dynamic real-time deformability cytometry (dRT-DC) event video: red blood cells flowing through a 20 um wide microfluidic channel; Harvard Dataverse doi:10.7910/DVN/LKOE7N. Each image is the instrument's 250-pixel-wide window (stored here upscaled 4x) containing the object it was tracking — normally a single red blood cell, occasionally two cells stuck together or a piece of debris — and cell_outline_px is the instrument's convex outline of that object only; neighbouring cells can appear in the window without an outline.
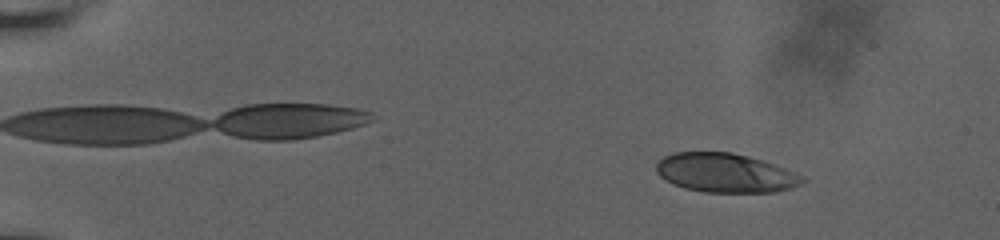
{"species": "human", "species_latin": "Homo sapiens", "temperature_condition": "room temperature", "stored_images_in_passage": 30, "camera_frame_rate_fps": 3000, "um_per_image_px": 0.085, "donor": {"sex": "male"}, "frame": {"image": 1, "passage_image": 7, "time_ms": 2.667, "image_size_px": [1000, 240], "cell_outline_px": [[804, 180], [800, 184], [788, 188], [772, 192], [704, 192], [684, 188], [672, 184], [660, 176], [656, 172], [656, 164], [664, 156], [672, 152], [732, 152], [764, 160], [804, 176]], "centroid_in_image_um": [61.62, 14.69], "position_along_channel_um": 23.4, "area_um2": 33.23}}
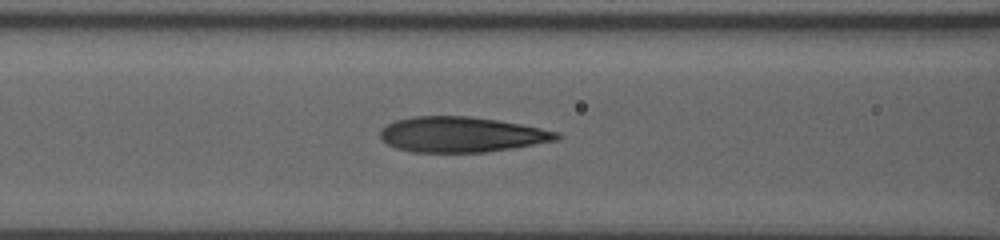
{"frame": {"image": 2, "passage_image": 21, "time_ms": 9.0, "image_size_px": [1000, 240], "cell_outline_px": [[560, 140], [512, 148], [484, 152], [412, 152], [396, 148], [388, 144], [380, 136], [380, 132], [388, 124], [396, 120], [412, 116], [468, 116], [496, 120], [520, 124], [560, 132]], "centroid_in_image_um": [39.25, 11.43], "position_along_channel_um": 127.4, "area_um2": 36.18}}
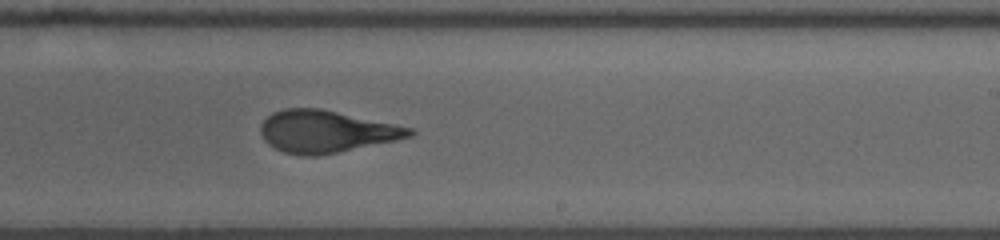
{"frame": {"image": 3, "passage_image": 30, "time_ms": 12.667, "image_size_px": [1000, 240], "cell_outline_px": [[416, 132], [412, 136], [396, 140], [316, 156], [300, 156], [284, 152], [268, 144], [264, 140], [260, 132], [260, 124], [272, 112], [284, 108], [320, 108], [416, 128]], "centroid_in_image_um": [27.73, 11.16], "position_along_channel_um": 261.3, "area_um2": 36.65}}